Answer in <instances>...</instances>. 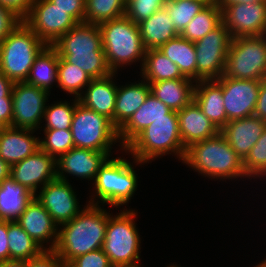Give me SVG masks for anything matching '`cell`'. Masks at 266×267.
<instances>
[{
  "instance_id": "obj_1",
  "label": "cell",
  "mask_w": 266,
  "mask_h": 267,
  "mask_svg": "<svg viewBox=\"0 0 266 267\" xmlns=\"http://www.w3.org/2000/svg\"><path fill=\"white\" fill-rule=\"evenodd\" d=\"M108 212L100 205L86 204L71 221L59 226L55 253L64 264L104 244Z\"/></svg>"
},
{
  "instance_id": "obj_2",
  "label": "cell",
  "mask_w": 266,
  "mask_h": 267,
  "mask_svg": "<svg viewBox=\"0 0 266 267\" xmlns=\"http://www.w3.org/2000/svg\"><path fill=\"white\" fill-rule=\"evenodd\" d=\"M52 47L66 62L78 66L91 79L113 73L107 64L99 24L77 23Z\"/></svg>"
},
{
  "instance_id": "obj_3",
  "label": "cell",
  "mask_w": 266,
  "mask_h": 267,
  "mask_svg": "<svg viewBox=\"0 0 266 267\" xmlns=\"http://www.w3.org/2000/svg\"><path fill=\"white\" fill-rule=\"evenodd\" d=\"M182 163L209 179L223 181L239 177L249 178L245 173L243 159L220 132L186 148Z\"/></svg>"
},
{
  "instance_id": "obj_4",
  "label": "cell",
  "mask_w": 266,
  "mask_h": 267,
  "mask_svg": "<svg viewBox=\"0 0 266 267\" xmlns=\"http://www.w3.org/2000/svg\"><path fill=\"white\" fill-rule=\"evenodd\" d=\"M123 151L145 164L172 153L183 162L186 148L181 140L177 112L172 110L167 118L154 120Z\"/></svg>"
},
{
  "instance_id": "obj_5",
  "label": "cell",
  "mask_w": 266,
  "mask_h": 267,
  "mask_svg": "<svg viewBox=\"0 0 266 267\" xmlns=\"http://www.w3.org/2000/svg\"><path fill=\"white\" fill-rule=\"evenodd\" d=\"M133 163L144 164L136 159L129 162L123 157L111 159L109 157L96 174L93 181L95 193L91 195L87 203L95 205L102 203L100 205L108 204L118 208L127 205L131 197H134L138 186V175Z\"/></svg>"
},
{
  "instance_id": "obj_6",
  "label": "cell",
  "mask_w": 266,
  "mask_h": 267,
  "mask_svg": "<svg viewBox=\"0 0 266 267\" xmlns=\"http://www.w3.org/2000/svg\"><path fill=\"white\" fill-rule=\"evenodd\" d=\"M103 50L112 72L118 68L140 62L142 67L146 49L143 46L138 24L128 17L105 21L99 24Z\"/></svg>"
},
{
  "instance_id": "obj_7",
  "label": "cell",
  "mask_w": 266,
  "mask_h": 267,
  "mask_svg": "<svg viewBox=\"0 0 266 267\" xmlns=\"http://www.w3.org/2000/svg\"><path fill=\"white\" fill-rule=\"evenodd\" d=\"M112 215L108 212V222L103 251L113 266L141 267V237L135 223L137 211L123 208Z\"/></svg>"
},
{
  "instance_id": "obj_8",
  "label": "cell",
  "mask_w": 266,
  "mask_h": 267,
  "mask_svg": "<svg viewBox=\"0 0 266 267\" xmlns=\"http://www.w3.org/2000/svg\"><path fill=\"white\" fill-rule=\"evenodd\" d=\"M47 45L24 23L0 43V72L13 82H24L35 58Z\"/></svg>"
},
{
  "instance_id": "obj_9",
  "label": "cell",
  "mask_w": 266,
  "mask_h": 267,
  "mask_svg": "<svg viewBox=\"0 0 266 267\" xmlns=\"http://www.w3.org/2000/svg\"><path fill=\"white\" fill-rule=\"evenodd\" d=\"M74 146L106 152L110 156L117 142L118 130L106 116L77 103L70 127Z\"/></svg>"
},
{
  "instance_id": "obj_10",
  "label": "cell",
  "mask_w": 266,
  "mask_h": 267,
  "mask_svg": "<svg viewBox=\"0 0 266 267\" xmlns=\"http://www.w3.org/2000/svg\"><path fill=\"white\" fill-rule=\"evenodd\" d=\"M224 76L259 80L266 77V35L232 38Z\"/></svg>"
},
{
  "instance_id": "obj_11",
  "label": "cell",
  "mask_w": 266,
  "mask_h": 267,
  "mask_svg": "<svg viewBox=\"0 0 266 267\" xmlns=\"http://www.w3.org/2000/svg\"><path fill=\"white\" fill-rule=\"evenodd\" d=\"M232 36L221 23L202 39L194 42L197 61V81L217 80L224 74Z\"/></svg>"
},
{
  "instance_id": "obj_12",
  "label": "cell",
  "mask_w": 266,
  "mask_h": 267,
  "mask_svg": "<svg viewBox=\"0 0 266 267\" xmlns=\"http://www.w3.org/2000/svg\"><path fill=\"white\" fill-rule=\"evenodd\" d=\"M22 21L48 46H52L78 23L49 0H33Z\"/></svg>"
},
{
  "instance_id": "obj_13",
  "label": "cell",
  "mask_w": 266,
  "mask_h": 267,
  "mask_svg": "<svg viewBox=\"0 0 266 267\" xmlns=\"http://www.w3.org/2000/svg\"><path fill=\"white\" fill-rule=\"evenodd\" d=\"M50 93L34 85L14 82L12 88L13 118L11 127L40 130ZM41 126V127H40Z\"/></svg>"
},
{
  "instance_id": "obj_14",
  "label": "cell",
  "mask_w": 266,
  "mask_h": 267,
  "mask_svg": "<svg viewBox=\"0 0 266 267\" xmlns=\"http://www.w3.org/2000/svg\"><path fill=\"white\" fill-rule=\"evenodd\" d=\"M222 23L232 38L266 35V2L220 5Z\"/></svg>"
},
{
  "instance_id": "obj_15",
  "label": "cell",
  "mask_w": 266,
  "mask_h": 267,
  "mask_svg": "<svg viewBox=\"0 0 266 267\" xmlns=\"http://www.w3.org/2000/svg\"><path fill=\"white\" fill-rule=\"evenodd\" d=\"M217 81L222 86L228 122L253 116L260 89L259 80L233 79L223 75Z\"/></svg>"
},
{
  "instance_id": "obj_16",
  "label": "cell",
  "mask_w": 266,
  "mask_h": 267,
  "mask_svg": "<svg viewBox=\"0 0 266 267\" xmlns=\"http://www.w3.org/2000/svg\"><path fill=\"white\" fill-rule=\"evenodd\" d=\"M39 191L34 196L58 226L71 221L83 210L69 181L56 178Z\"/></svg>"
},
{
  "instance_id": "obj_17",
  "label": "cell",
  "mask_w": 266,
  "mask_h": 267,
  "mask_svg": "<svg viewBox=\"0 0 266 267\" xmlns=\"http://www.w3.org/2000/svg\"><path fill=\"white\" fill-rule=\"evenodd\" d=\"M11 178L36 195L37 190L57 178L56 159L41 149L11 166Z\"/></svg>"
},
{
  "instance_id": "obj_18",
  "label": "cell",
  "mask_w": 266,
  "mask_h": 267,
  "mask_svg": "<svg viewBox=\"0 0 266 267\" xmlns=\"http://www.w3.org/2000/svg\"><path fill=\"white\" fill-rule=\"evenodd\" d=\"M109 157L111 156L106 152L73 147L56 160L57 178L68 181L69 174L82 180L93 181Z\"/></svg>"
},
{
  "instance_id": "obj_19",
  "label": "cell",
  "mask_w": 266,
  "mask_h": 267,
  "mask_svg": "<svg viewBox=\"0 0 266 267\" xmlns=\"http://www.w3.org/2000/svg\"><path fill=\"white\" fill-rule=\"evenodd\" d=\"M16 221L44 250L55 249L59 226L35 196Z\"/></svg>"
},
{
  "instance_id": "obj_20",
  "label": "cell",
  "mask_w": 266,
  "mask_h": 267,
  "mask_svg": "<svg viewBox=\"0 0 266 267\" xmlns=\"http://www.w3.org/2000/svg\"><path fill=\"white\" fill-rule=\"evenodd\" d=\"M117 72H113L102 78H95L85 87L84 93L78 97L83 106L106 116L114 125V109L116 103ZM115 76V77H114Z\"/></svg>"
},
{
  "instance_id": "obj_21",
  "label": "cell",
  "mask_w": 266,
  "mask_h": 267,
  "mask_svg": "<svg viewBox=\"0 0 266 267\" xmlns=\"http://www.w3.org/2000/svg\"><path fill=\"white\" fill-rule=\"evenodd\" d=\"M177 115L181 140L185 148L195 142L211 138L220 132L216 125L203 114L194 99L178 111Z\"/></svg>"
},
{
  "instance_id": "obj_22",
  "label": "cell",
  "mask_w": 266,
  "mask_h": 267,
  "mask_svg": "<svg viewBox=\"0 0 266 267\" xmlns=\"http://www.w3.org/2000/svg\"><path fill=\"white\" fill-rule=\"evenodd\" d=\"M265 127L266 122L253 115L227 122L220 133L244 160L262 135Z\"/></svg>"
},
{
  "instance_id": "obj_23",
  "label": "cell",
  "mask_w": 266,
  "mask_h": 267,
  "mask_svg": "<svg viewBox=\"0 0 266 267\" xmlns=\"http://www.w3.org/2000/svg\"><path fill=\"white\" fill-rule=\"evenodd\" d=\"M172 110L151 93L140 108L118 130L119 146L122 150L147 126L158 118H167Z\"/></svg>"
},
{
  "instance_id": "obj_24",
  "label": "cell",
  "mask_w": 266,
  "mask_h": 267,
  "mask_svg": "<svg viewBox=\"0 0 266 267\" xmlns=\"http://www.w3.org/2000/svg\"><path fill=\"white\" fill-rule=\"evenodd\" d=\"M36 130L8 126L0 134V157L12 166L40 149Z\"/></svg>"
},
{
  "instance_id": "obj_25",
  "label": "cell",
  "mask_w": 266,
  "mask_h": 267,
  "mask_svg": "<svg viewBox=\"0 0 266 267\" xmlns=\"http://www.w3.org/2000/svg\"><path fill=\"white\" fill-rule=\"evenodd\" d=\"M194 100L203 114L221 130L228 122L222 86L217 80H200L195 82Z\"/></svg>"
},
{
  "instance_id": "obj_26",
  "label": "cell",
  "mask_w": 266,
  "mask_h": 267,
  "mask_svg": "<svg viewBox=\"0 0 266 267\" xmlns=\"http://www.w3.org/2000/svg\"><path fill=\"white\" fill-rule=\"evenodd\" d=\"M138 28L146 51L159 49L163 44L180 35L176 31L165 6L146 20L138 23Z\"/></svg>"
},
{
  "instance_id": "obj_27",
  "label": "cell",
  "mask_w": 266,
  "mask_h": 267,
  "mask_svg": "<svg viewBox=\"0 0 266 267\" xmlns=\"http://www.w3.org/2000/svg\"><path fill=\"white\" fill-rule=\"evenodd\" d=\"M149 93V83L143 79L138 83L118 85L114 109V127L117 130L140 108Z\"/></svg>"
},
{
  "instance_id": "obj_28",
  "label": "cell",
  "mask_w": 266,
  "mask_h": 267,
  "mask_svg": "<svg viewBox=\"0 0 266 267\" xmlns=\"http://www.w3.org/2000/svg\"><path fill=\"white\" fill-rule=\"evenodd\" d=\"M150 93L173 111H180L194 99L195 81L185 77L149 83Z\"/></svg>"
},
{
  "instance_id": "obj_29",
  "label": "cell",
  "mask_w": 266,
  "mask_h": 267,
  "mask_svg": "<svg viewBox=\"0 0 266 267\" xmlns=\"http://www.w3.org/2000/svg\"><path fill=\"white\" fill-rule=\"evenodd\" d=\"M34 194L11 176L0 183V220L16 221Z\"/></svg>"
},
{
  "instance_id": "obj_30",
  "label": "cell",
  "mask_w": 266,
  "mask_h": 267,
  "mask_svg": "<svg viewBox=\"0 0 266 267\" xmlns=\"http://www.w3.org/2000/svg\"><path fill=\"white\" fill-rule=\"evenodd\" d=\"M178 66L184 77L197 81V61L194 42H191L181 35L169 40L158 49Z\"/></svg>"
},
{
  "instance_id": "obj_31",
  "label": "cell",
  "mask_w": 266,
  "mask_h": 267,
  "mask_svg": "<svg viewBox=\"0 0 266 267\" xmlns=\"http://www.w3.org/2000/svg\"><path fill=\"white\" fill-rule=\"evenodd\" d=\"M59 55L52 46H46L35 58L27 83L50 92L52 85L57 83Z\"/></svg>"
},
{
  "instance_id": "obj_32",
  "label": "cell",
  "mask_w": 266,
  "mask_h": 267,
  "mask_svg": "<svg viewBox=\"0 0 266 267\" xmlns=\"http://www.w3.org/2000/svg\"><path fill=\"white\" fill-rule=\"evenodd\" d=\"M140 73L142 79L148 83L185 78L178 66L158 49H150L145 52Z\"/></svg>"
},
{
  "instance_id": "obj_33",
  "label": "cell",
  "mask_w": 266,
  "mask_h": 267,
  "mask_svg": "<svg viewBox=\"0 0 266 267\" xmlns=\"http://www.w3.org/2000/svg\"><path fill=\"white\" fill-rule=\"evenodd\" d=\"M222 23V9L215 1L207 4L180 34L183 38L196 42Z\"/></svg>"
},
{
  "instance_id": "obj_34",
  "label": "cell",
  "mask_w": 266,
  "mask_h": 267,
  "mask_svg": "<svg viewBox=\"0 0 266 267\" xmlns=\"http://www.w3.org/2000/svg\"><path fill=\"white\" fill-rule=\"evenodd\" d=\"M7 238L9 259L27 261L44 250L17 221H7Z\"/></svg>"
},
{
  "instance_id": "obj_35",
  "label": "cell",
  "mask_w": 266,
  "mask_h": 267,
  "mask_svg": "<svg viewBox=\"0 0 266 267\" xmlns=\"http://www.w3.org/2000/svg\"><path fill=\"white\" fill-rule=\"evenodd\" d=\"M127 0H86L84 22L100 24L125 16Z\"/></svg>"
},
{
  "instance_id": "obj_36",
  "label": "cell",
  "mask_w": 266,
  "mask_h": 267,
  "mask_svg": "<svg viewBox=\"0 0 266 267\" xmlns=\"http://www.w3.org/2000/svg\"><path fill=\"white\" fill-rule=\"evenodd\" d=\"M57 76L58 85L56 87H60L67 94H73L75 98H78L83 93L85 87L92 80L82 69L66 62L60 56Z\"/></svg>"
},
{
  "instance_id": "obj_37",
  "label": "cell",
  "mask_w": 266,
  "mask_h": 267,
  "mask_svg": "<svg viewBox=\"0 0 266 267\" xmlns=\"http://www.w3.org/2000/svg\"><path fill=\"white\" fill-rule=\"evenodd\" d=\"M207 5L204 0H168L165 7L176 31L181 34L188 23Z\"/></svg>"
},
{
  "instance_id": "obj_38",
  "label": "cell",
  "mask_w": 266,
  "mask_h": 267,
  "mask_svg": "<svg viewBox=\"0 0 266 267\" xmlns=\"http://www.w3.org/2000/svg\"><path fill=\"white\" fill-rule=\"evenodd\" d=\"M72 100L71 105L64 100L46 106L43 116L46 124L43 129H70L75 106L79 102L78 98Z\"/></svg>"
},
{
  "instance_id": "obj_39",
  "label": "cell",
  "mask_w": 266,
  "mask_h": 267,
  "mask_svg": "<svg viewBox=\"0 0 266 267\" xmlns=\"http://www.w3.org/2000/svg\"><path fill=\"white\" fill-rule=\"evenodd\" d=\"M44 139H39L40 149L56 160L74 146L70 129H43Z\"/></svg>"
},
{
  "instance_id": "obj_40",
  "label": "cell",
  "mask_w": 266,
  "mask_h": 267,
  "mask_svg": "<svg viewBox=\"0 0 266 267\" xmlns=\"http://www.w3.org/2000/svg\"><path fill=\"white\" fill-rule=\"evenodd\" d=\"M246 175L253 179L266 176V127L262 135L243 160Z\"/></svg>"
},
{
  "instance_id": "obj_41",
  "label": "cell",
  "mask_w": 266,
  "mask_h": 267,
  "mask_svg": "<svg viewBox=\"0 0 266 267\" xmlns=\"http://www.w3.org/2000/svg\"><path fill=\"white\" fill-rule=\"evenodd\" d=\"M168 0H127L125 16L138 24L164 7Z\"/></svg>"
},
{
  "instance_id": "obj_42",
  "label": "cell",
  "mask_w": 266,
  "mask_h": 267,
  "mask_svg": "<svg viewBox=\"0 0 266 267\" xmlns=\"http://www.w3.org/2000/svg\"><path fill=\"white\" fill-rule=\"evenodd\" d=\"M71 267H112L108 256L103 249L90 251L78 256L68 263Z\"/></svg>"
},
{
  "instance_id": "obj_43",
  "label": "cell",
  "mask_w": 266,
  "mask_h": 267,
  "mask_svg": "<svg viewBox=\"0 0 266 267\" xmlns=\"http://www.w3.org/2000/svg\"><path fill=\"white\" fill-rule=\"evenodd\" d=\"M22 22L19 15L0 4V43Z\"/></svg>"
},
{
  "instance_id": "obj_44",
  "label": "cell",
  "mask_w": 266,
  "mask_h": 267,
  "mask_svg": "<svg viewBox=\"0 0 266 267\" xmlns=\"http://www.w3.org/2000/svg\"><path fill=\"white\" fill-rule=\"evenodd\" d=\"M56 7L69 13L78 23L84 22L86 0H49Z\"/></svg>"
},
{
  "instance_id": "obj_45",
  "label": "cell",
  "mask_w": 266,
  "mask_h": 267,
  "mask_svg": "<svg viewBox=\"0 0 266 267\" xmlns=\"http://www.w3.org/2000/svg\"><path fill=\"white\" fill-rule=\"evenodd\" d=\"M62 264L54 250H43L38 256L26 261V267H61Z\"/></svg>"
},
{
  "instance_id": "obj_46",
  "label": "cell",
  "mask_w": 266,
  "mask_h": 267,
  "mask_svg": "<svg viewBox=\"0 0 266 267\" xmlns=\"http://www.w3.org/2000/svg\"><path fill=\"white\" fill-rule=\"evenodd\" d=\"M33 0H0V4L14 11L22 19L27 15Z\"/></svg>"
},
{
  "instance_id": "obj_47",
  "label": "cell",
  "mask_w": 266,
  "mask_h": 267,
  "mask_svg": "<svg viewBox=\"0 0 266 267\" xmlns=\"http://www.w3.org/2000/svg\"><path fill=\"white\" fill-rule=\"evenodd\" d=\"M253 115L266 122V77L260 81L258 99Z\"/></svg>"
},
{
  "instance_id": "obj_48",
  "label": "cell",
  "mask_w": 266,
  "mask_h": 267,
  "mask_svg": "<svg viewBox=\"0 0 266 267\" xmlns=\"http://www.w3.org/2000/svg\"><path fill=\"white\" fill-rule=\"evenodd\" d=\"M9 260L7 221L0 220V262Z\"/></svg>"
},
{
  "instance_id": "obj_49",
  "label": "cell",
  "mask_w": 266,
  "mask_h": 267,
  "mask_svg": "<svg viewBox=\"0 0 266 267\" xmlns=\"http://www.w3.org/2000/svg\"><path fill=\"white\" fill-rule=\"evenodd\" d=\"M13 118L12 99H0V120L7 126H11Z\"/></svg>"
},
{
  "instance_id": "obj_50",
  "label": "cell",
  "mask_w": 266,
  "mask_h": 267,
  "mask_svg": "<svg viewBox=\"0 0 266 267\" xmlns=\"http://www.w3.org/2000/svg\"><path fill=\"white\" fill-rule=\"evenodd\" d=\"M14 82L0 72V99H12Z\"/></svg>"
},
{
  "instance_id": "obj_51",
  "label": "cell",
  "mask_w": 266,
  "mask_h": 267,
  "mask_svg": "<svg viewBox=\"0 0 266 267\" xmlns=\"http://www.w3.org/2000/svg\"><path fill=\"white\" fill-rule=\"evenodd\" d=\"M11 166L0 157V183L10 177Z\"/></svg>"
},
{
  "instance_id": "obj_52",
  "label": "cell",
  "mask_w": 266,
  "mask_h": 267,
  "mask_svg": "<svg viewBox=\"0 0 266 267\" xmlns=\"http://www.w3.org/2000/svg\"><path fill=\"white\" fill-rule=\"evenodd\" d=\"M0 267H26V260L9 259L0 262Z\"/></svg>"
},
{
  "instance_id": "obj_53",
  "label": "cell",
  "mask_w": 266,
  "mask_h": 267,
  "mask_svg": "<svg viewBox=\"0 0 266 267\" xmlns=\"http://www.w3.org/2000/svg\"><path fill=\"white\" fill-rule=\"evenodd\" d=\"M219 5H226L231 3H257L266 2V0H216Z\"/></svg>"
},
{
  "instance_id": "obj_54",
  "label": "cell",
  "mask_w": 266,
  "mask_h": 267,
  "mask_svg": "<svg viewBox=\"0 0 266 267\" xmlns=\"http://www.w3.org/2000/svg\"><path fill=\"white\" fill-rule=\"evenodd\" d=\"M8 126L0 120V134L7 128Z\"/></svg>"
},
{
  "instance_id": "obj_55",
  "label": "cell",
  "mask_w": 266,
  "mask_h": 267,
  "mask_svg": "<svg viewBox=\"0 0 266 267\" xmlns=\"http://www.w3.org/2000/svg\"><path fill=\"white\" fill-rule=\"evenodd\" d=\"M254 267H266V259L263 260L261 263L257 264L256 266Z\"/></svg>"
},
{
  "instance_id": "obj_56",
  "label": "cell",
  "mask_w": 266,
  "mask_h": 267,
  "mask_svg": "<svg viewBox=\"0 0 266 267\" xmlns=\"http://www.w3.org/2000/svg\"><path fill=\"white\" fill-rule=\"evenodd\" d=\"M207 4H210V3H213L215 2L216 0H204Z\"/></svg>"
},
{
  "instance_id": "obj_57",
  "label": "cell",
  "mask_w": 266,
  "mask_h": 267,
  "mask_svg": "<svg viewBox=\"0 0 266 267\" xmlns=\"http://www.w3.org/2000/svg\"><path fill=\"white\" fill-rule=\"evenodd\" d=\"M61 267H71L69 264H62Z\"/></svg>"
},
{
  "instance_id": "obj_58",
  "label": "cell",
  "mask_w": 266,
  "mask_h": 267,
  "mask_svg": "<svg viewBox=\"0 0 266 267\" xmlns=\"http://www.w3.org/2000/svg\"><path fill=\"white\" fill-rule=\"evenodd\" d=\"M167 267H181V266H177L176 264L174 265V264H169V266H167Z\"/></svg>"
}]
</instances>
